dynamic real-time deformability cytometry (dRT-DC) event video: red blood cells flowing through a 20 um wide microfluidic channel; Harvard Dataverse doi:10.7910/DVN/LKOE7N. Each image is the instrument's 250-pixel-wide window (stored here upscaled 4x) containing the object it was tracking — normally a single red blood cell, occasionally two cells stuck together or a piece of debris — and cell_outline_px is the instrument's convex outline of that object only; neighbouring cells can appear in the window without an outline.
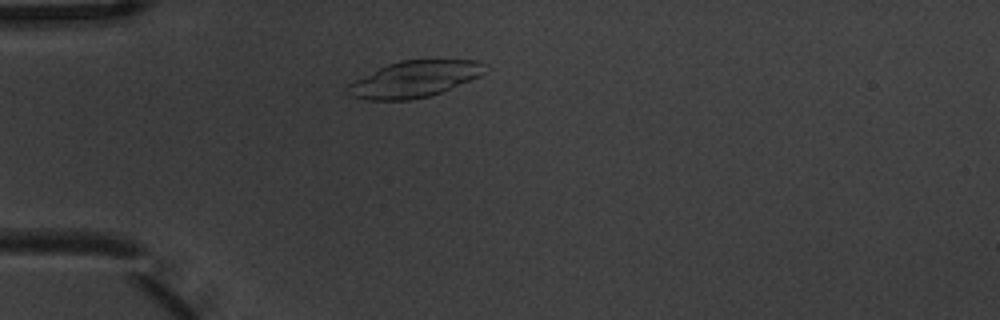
{"species": "common noctule bat (a hibernating species)", "species_latin": "Nyctalus noctula", "temperature_condition": "warm", "stored_images_in_passage": 1, "camera_frame_rate_fps": 3000, "um_per_image_px": 0.085, "animal": {"sex": "male", "body_mass_g": 20.1, "forearm_length_mm": 53.5}, "frame": {"image": 1, "passage_image": 1, "time_ms": 0.0, "image_size_px": [1000, 320], "cell_outline_px": [[488, 72], [480, 76], [432, 96], [408, 100], [368, 100], [348, 96], [344, 92], [344, 88], [348, 84], [388, 64], [400, 60], [440, 56], [476, 60], [484, 64]], "centroid_in_image_um": [35.29, 6.68], "position_along_channel_um": 49.7, "area_um2": 30.23}}